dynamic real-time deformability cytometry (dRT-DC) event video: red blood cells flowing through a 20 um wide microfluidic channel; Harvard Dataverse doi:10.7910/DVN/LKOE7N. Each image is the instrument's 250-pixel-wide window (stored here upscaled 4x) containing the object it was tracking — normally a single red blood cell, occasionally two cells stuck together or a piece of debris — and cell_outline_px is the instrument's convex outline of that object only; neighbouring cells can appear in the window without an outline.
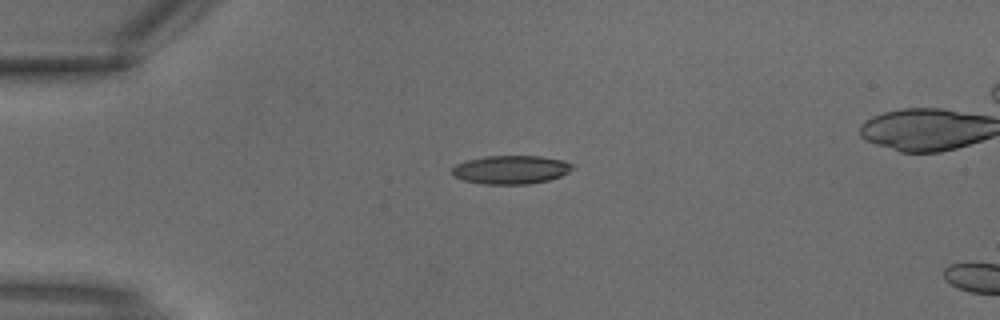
{"species": "common noctule bat (a hibernating species)", "species_latin": "Nyctalus noctula", "temperature_condition": "warm", "stored_images_in_passage": 2, "camera_frame_rate_fps": 3000, "um_per_image_px": 0.085, "animal": {"sex": "male", "body_mass_g": 18.8}, "frame": {"image": 1, "passage_image": 1, "time_ms": 0.0, "image_size_px": [1000, 320], "cell_outline_px": [[576, 168], [560, 176], [548, 180], [528, 184], [484, 184], [464, 180], [452, 176], [452, 168], [456, 164], [468, 160], [484, 156], [540, 156], [564, 160], [572, 164]], "centroid_in_image_um": [43.44, 14.42], "position_along_channel_um": 41.6, "area_um2": 20.06}}